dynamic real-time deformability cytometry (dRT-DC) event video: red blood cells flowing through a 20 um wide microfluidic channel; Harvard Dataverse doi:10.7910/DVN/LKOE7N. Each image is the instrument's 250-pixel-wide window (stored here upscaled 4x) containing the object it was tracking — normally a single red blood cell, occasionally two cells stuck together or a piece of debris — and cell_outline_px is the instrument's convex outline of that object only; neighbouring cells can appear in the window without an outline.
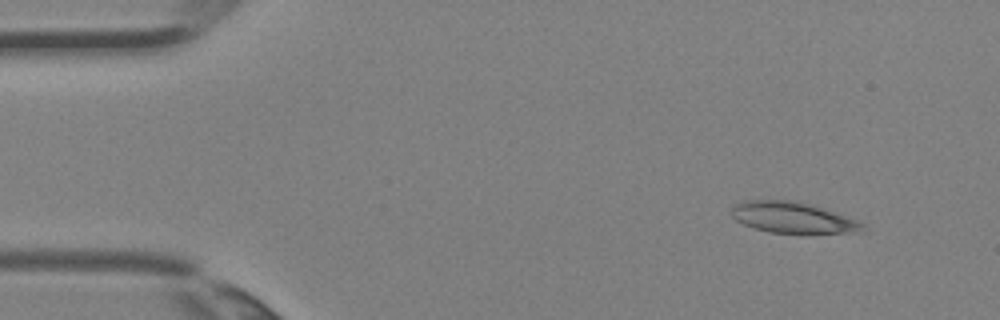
{"species": "Egyptian fruit bat (a non-hibernating species)", "species_latin": "Rousettus aegyptiacus", "temperature_condition": "room temperature", "stored_images_in_passage": 4, "camera_frame_rate_fps": 3000, "um_per_image_px": 0.085, "animal": {"sex": "female"}, "frame": {"image": 1, "passage_image": 4, "time_ms": 1.0, "image_size_px": [1000, 320], "cell_outline_px": [[868, 232], [808, 236], [800, 236], [768, 232], [752, 228], [736, 220], [732, 216], [732, 204], [740, 200], [796, 200], [812, 204], [856, 220], [864, 224]], "centroid_in_image_um": [67.45, 18.55], "position_along_channel_um": 17.5, "area_um2": 25.2}}